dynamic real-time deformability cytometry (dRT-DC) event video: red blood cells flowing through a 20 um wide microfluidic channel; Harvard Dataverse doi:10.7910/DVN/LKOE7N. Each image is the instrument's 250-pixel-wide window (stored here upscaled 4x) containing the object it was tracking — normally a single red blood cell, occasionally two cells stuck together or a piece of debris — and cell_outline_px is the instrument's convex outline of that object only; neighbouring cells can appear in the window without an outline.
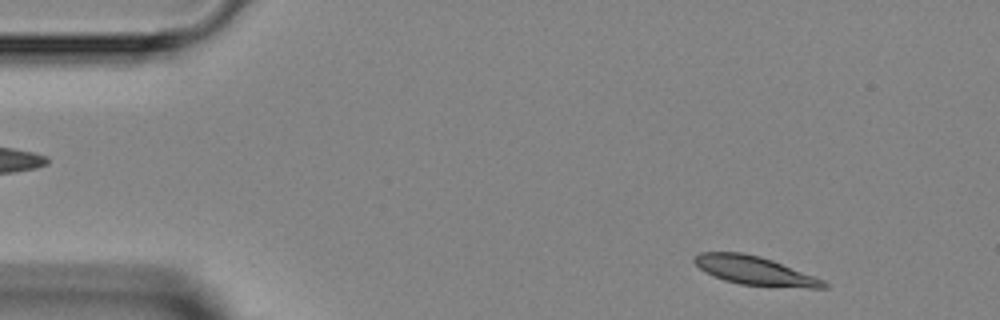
{"species": "Egyptian fruit bat (a non-hibernating species)", "species_latin": "Rousettus aegyptiacus", "temperature_condition": "room temperature", "stored_images_in_passage": 5, "camera_frame_rate_fps": 3000, "um_per_image_px": 0.085, "animal": {"sex": "female"}, "frame": {"image": 1, "passage_image": 5, "time_ms": 5.0, "image_size_px": [1000, 320], "cell_outline_px": [[828, 288], [808, 288], [740, 284], [724, 280], [712, 276], [700, 268], [692, 260], [692, 256], [700, 252], [740, 252], [760, 256], [772, 260], [824, 280], [828, 284]], "centroid_in_image_um": [64.12, 23.0], "position_along_channel_um": 20.9, "area_um2": 21.5}}